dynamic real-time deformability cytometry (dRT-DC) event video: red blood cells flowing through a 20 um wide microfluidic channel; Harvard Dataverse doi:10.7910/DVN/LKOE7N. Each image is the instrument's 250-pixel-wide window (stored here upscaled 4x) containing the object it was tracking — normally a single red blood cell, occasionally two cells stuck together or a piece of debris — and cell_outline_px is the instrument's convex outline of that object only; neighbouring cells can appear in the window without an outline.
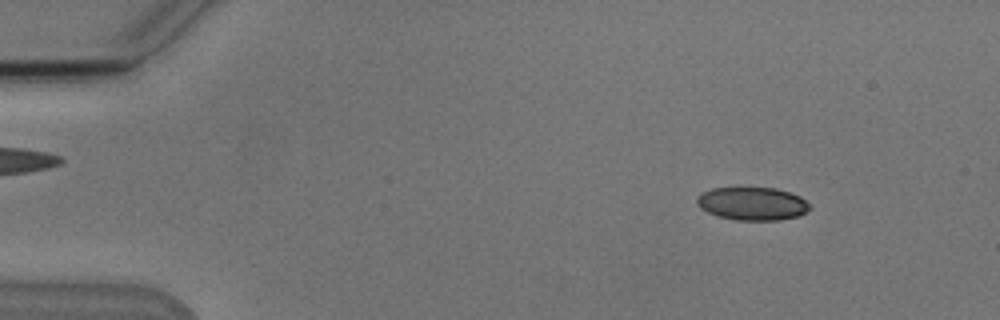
{"species": "Egyptian fruit bat (a non-hibernating species)", "species_latin": "Rousettus aegyptiacus", "temperature_condition": "cold", "stored_images_in_passage": 49, "camera_frame_rate_fps": 3000, "um_per_image_px": 0.085, "animal": {"sex": "male"}, "frame": {"image": 1, "passage_image": 2, "time_ms": 0.333, "image_size_px": [1000, 320], "cell_outline_px": [[808, 208], [804, 212], [796, 216], [780, 220], [736, 220], [720, 216], [708, 212], [700, 208], [696, 204], [696, 196], [700, 192], [712, 188], [776, 188], [800, 196], [808, 204]], "centroid_in_image_um": [63.87, 17.3], "position_along_channel_um": 21.1, "area_um2": 21.56}}
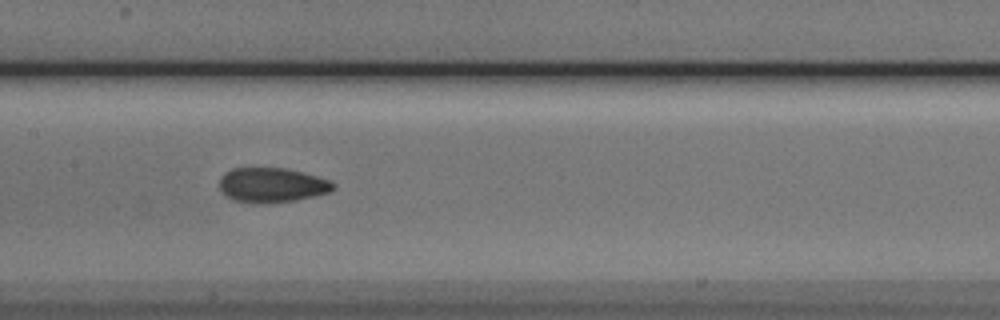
{"frame": {"image": 2, "passage_image": 22, "time_ms": 7.0, "image_size_px": [1000, 320], "cell_outline_px": [[336, 184], [332, 192], [316, 196], [296, 200], [268, 204], [232, 200], [220, 188], [220, 180], [224, 172], [232, 168], [284, 168], [316, 176], [328, 180]], "centroid_in_image_um": [23.14, 15.74], "position_along_channel_um": 184.3, "area_um2": 22.95}}
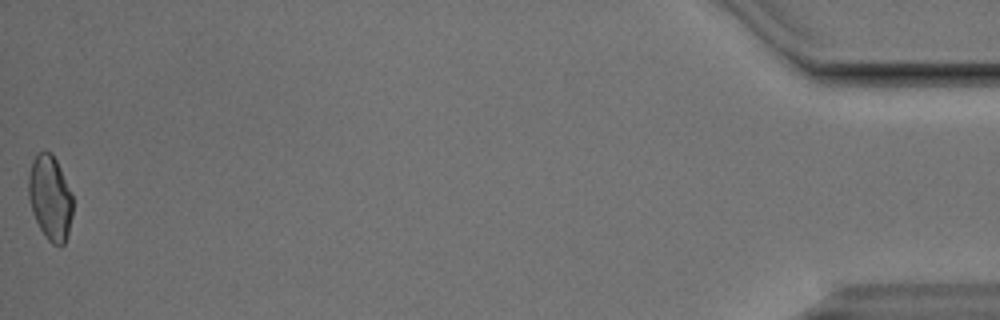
{"frame": {"image": 3, "passage_image": 49, "time_ms": 16.0, "image_size_px": [1000, 320], "cell_outline_px": [[72, 216], [68, 236], [64, 244], [60, 248], [52, 244], [48, 240], [40, 228], [32, 212], [28, 196], [28, 176], [32, 160], [36, 152], [52, 152], [72, 192]], "centroid_in_image_um": [4.26, 16.83], "position_along_channel_um": 430.9, "area_um2": 22.14}, "authors_computed_cell_mechanics": {"area_um2": 22.4264, "velocity_mm_per_s": 3.8184, "shape_relaxation_time_tau1_ms": 4.7359, "shape_relaxation_time_tau2_ms": 2.5499, "deformation_change_tau1": 0.1117, "deformation_change_tau2": 0.071}}